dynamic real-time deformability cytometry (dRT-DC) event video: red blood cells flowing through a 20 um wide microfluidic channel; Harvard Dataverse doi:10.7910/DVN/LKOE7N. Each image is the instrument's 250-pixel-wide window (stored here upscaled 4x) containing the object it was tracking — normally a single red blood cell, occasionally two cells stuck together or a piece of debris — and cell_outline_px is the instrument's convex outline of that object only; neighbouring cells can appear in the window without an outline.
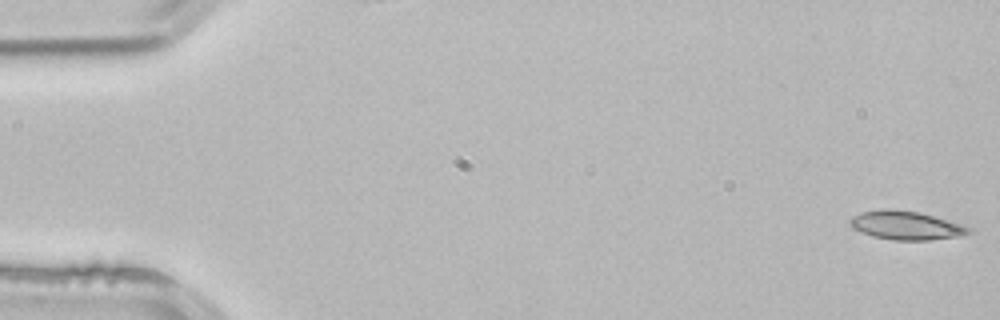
{"species": "common noctule bat (a hibernating species)", "species_latin": "Nyctalus noctula", "temperature_condition": "room temperature", "stored_images_in_passage": 3, "camera_frame_rate_fps": 3000, "um_per_image_px": 0.085, "animal": {"sex": "male", "body_mass_g": 21.5, "forearm_length_mm": 52.0}, "frame": {"image": 1, "passage_image": 1, "time_ms": 0.0, "image_size_px": [1000, 320], "cell_outline_px": [[972, 232], [964, 236], [928, 240], [892, 240], [872, 236], [852, 228], [848, 224], [848, 220], [852, 216], [860, 212], [920, 212], [964, 224], [972, 228]], "centroid_in_image_um": [77.1, 19.21], "position_along_channel_um": 7.9, "area_um2": 19.36}}
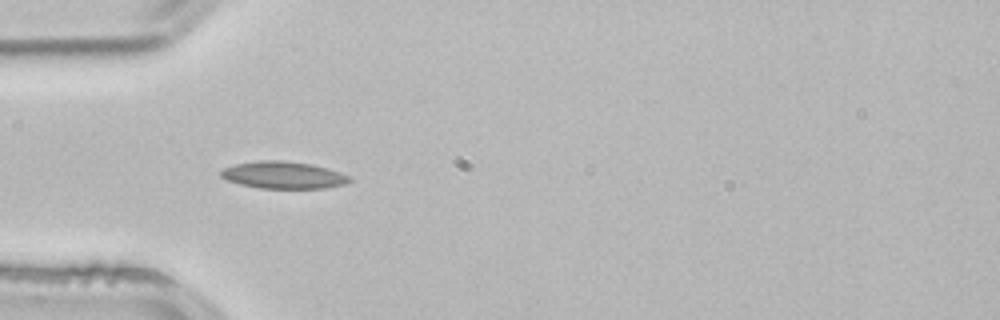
{"frame": {"image": 2, "passage_image": 3, "time_ms": 0.667, "image_size_px": [1000, 320], "cell_outline_px": [[352, 180], [344, 184], [324, 188], [260, 188], [240, 184], [224, 180], [220, 176], [220, 172], [224, 168], [236, 164], [260, 160], [280, 160], [312, 164], [328, 168], [352, 176]], "centroid_in_image_um": [24.09, 14.88], "position_along_channel_um": 60.9, "area_um2": 20.4}}